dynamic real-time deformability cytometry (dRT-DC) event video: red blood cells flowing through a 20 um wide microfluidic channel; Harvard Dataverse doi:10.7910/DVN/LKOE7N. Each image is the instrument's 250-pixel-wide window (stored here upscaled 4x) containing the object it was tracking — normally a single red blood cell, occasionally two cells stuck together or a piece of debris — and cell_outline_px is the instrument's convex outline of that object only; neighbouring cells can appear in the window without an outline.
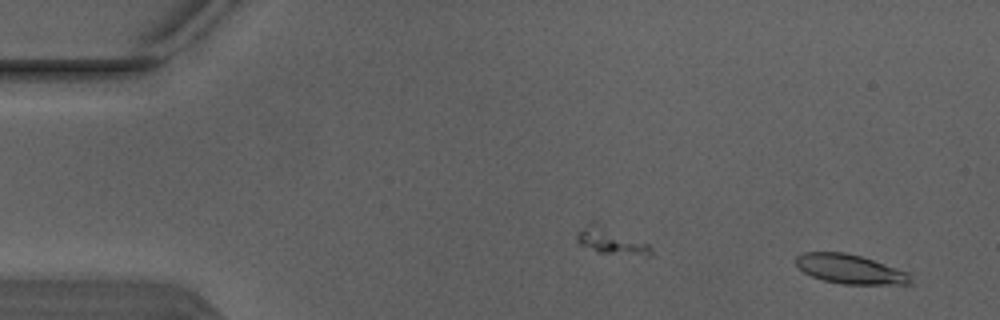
{"species": "Egyptian fruit bat (a non-hibernating species)", "species_latin": "Rousettus aegyptiacus", "temperature_condition": "warm", "stored_images_in_passage": 2, "camera_frame_rate_fps": 3000, "um_per_image_px": 0.085, "animal": {"sex": "male"}, "frame": {"image": 1, "passage_image": 2, "time_ms": 0.333, "image_size_px": [1000, 320], "cell_outline_px": [[912, 284], [844, 284], [824, 280], [812, 276], [804, 272], [792, 260], [800, 252], [844, 252], [860, 256], [908, 272]], "centroid_in_image_um": [72.2, 22.86], "position_along_channel_um": 12.8, "area_um2": 19.42}}